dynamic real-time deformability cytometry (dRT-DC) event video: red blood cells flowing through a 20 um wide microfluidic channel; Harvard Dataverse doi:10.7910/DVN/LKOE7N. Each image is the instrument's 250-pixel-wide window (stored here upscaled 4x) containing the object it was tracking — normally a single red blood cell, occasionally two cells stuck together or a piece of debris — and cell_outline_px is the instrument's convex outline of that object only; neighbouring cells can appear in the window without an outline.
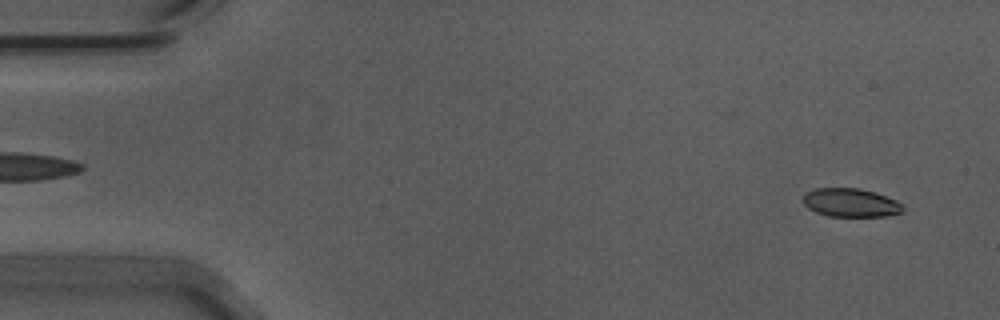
{"species": "Egyptian fruit bat (a non-hibernating species)", "species_latin": "Rousettus aegyptiacus", "temperature_condition": "warm", "stored_images_in_passage": 52, "camera_frame_rate_fps": 3000, "um_per_image_px": 0.085, "animal": {"sex": "male"}, "frame": {"image": 1, "passage_image": 3, "time_ms": 0.667, "image_size_px": [1000, 320], "cell_outline_px": [[904, 208], [900, 212], [888, 216], [828, 216], [816, 212], [808, 208], [804, 204], [804, 192], [816, 188], [860, 188], [876, 192], [896, 200]], "centroid_in_image_um": [72.29, 17.22], "position_along_channel_um": 12.7, "area_um2": 16.59}}
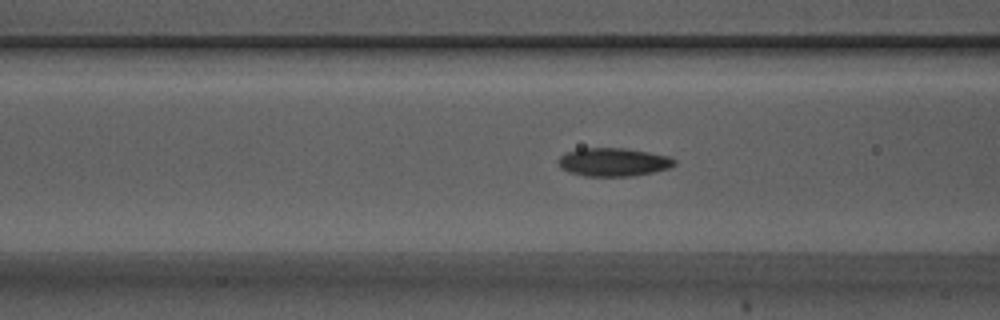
{"frame": {"image": 2, "passage_image": 21, "time_ms": 6.667, "image_size_px": [1000, 320], "cell_outline_px": [[676, 164], [668, 168], [652, 172], [632, 176], [584, 176], [568, 172], [560, 168], [556, 160], [560, 156], [568, 152], [580, 148], [624, 148], [648, 152], [668, 156], [676, 160]], "centroid_in_image_um": [52.1, 13.78], "position_along_channel_um": 114.5, "area_um2": 19.19}}
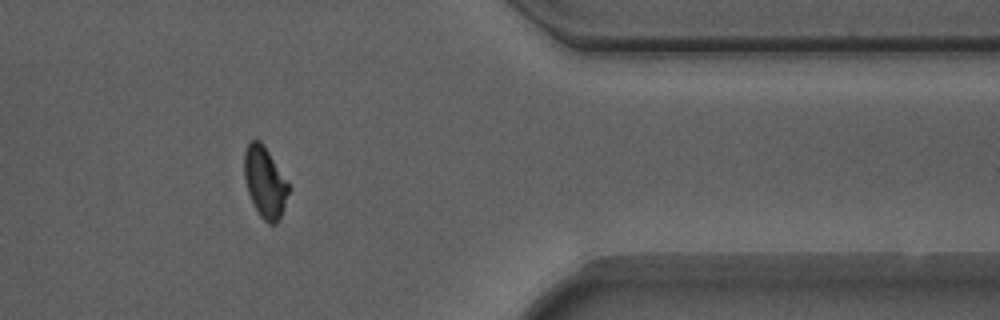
{"frame": {"image": 3, "passage_image": 45, "time_ms": 14.667, "image_size_px": [1000, 320], "cell_outline_px": [[288, 192], [284, 208], [276, 224], [268, 224], [260, 216], [252, 204], [248, 192], [244, 176], [244, 152], [248, 140], [260, 140], [264, 144], [288, 184]], "centroid_in_image_um": [22.48, 15.47], "position_along_channel_um": 388.9, "area_um2": 18.21}}